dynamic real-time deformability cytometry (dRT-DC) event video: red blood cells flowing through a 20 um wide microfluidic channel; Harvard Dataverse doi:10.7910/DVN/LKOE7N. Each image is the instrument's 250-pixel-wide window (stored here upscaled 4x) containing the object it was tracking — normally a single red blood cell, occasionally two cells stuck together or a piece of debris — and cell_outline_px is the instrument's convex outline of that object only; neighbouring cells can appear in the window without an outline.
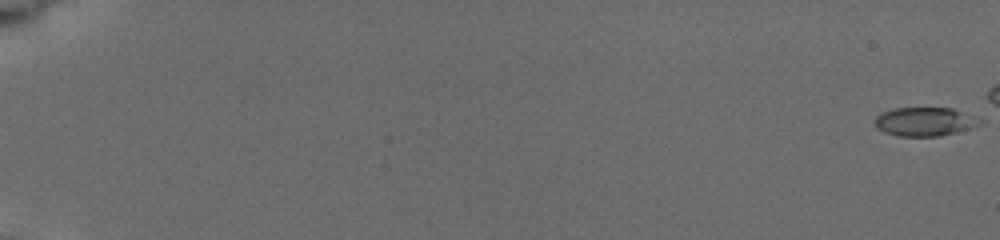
{"species": "common noctule bat (a hibernating species)", "species_latin": "Nyctalus noctula", "temperature_condition": "cold", "stored_images_in_passage": 23, "camera_frame_rate_fps": 3000, "um_per_image_px": 0.085, "animal": {"sex": "female", "body_mass_g": 19.5, "forearm_length_mm": 54.1}, "frame": {"image": 1, "passage_image": 1, "time_ms": 0.0, "image_size_px": [1000, 240], "cell_outline_px": [[964, 128], [952, 132], [936, 136], [900, 136], [884, 132], [876, 124], [876, 116], [884, 112], [896, 108], [952, 108], [956, 112], [964, 124]], "centroid_in_image_um": [78.16, 10.35], "position_along_channel_um": 6.8, "area_um2": 15.2}}